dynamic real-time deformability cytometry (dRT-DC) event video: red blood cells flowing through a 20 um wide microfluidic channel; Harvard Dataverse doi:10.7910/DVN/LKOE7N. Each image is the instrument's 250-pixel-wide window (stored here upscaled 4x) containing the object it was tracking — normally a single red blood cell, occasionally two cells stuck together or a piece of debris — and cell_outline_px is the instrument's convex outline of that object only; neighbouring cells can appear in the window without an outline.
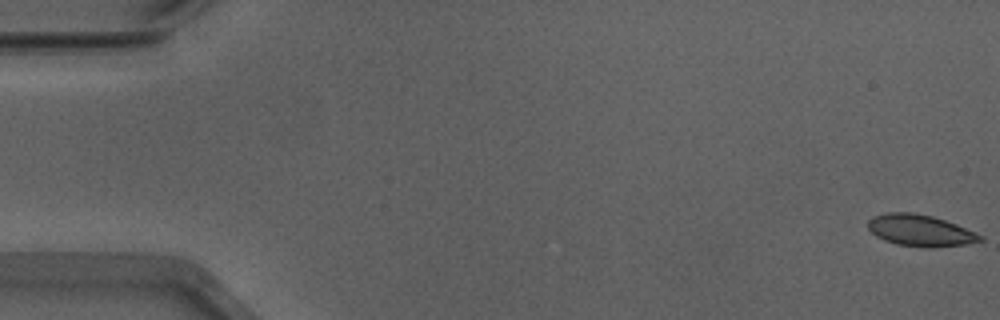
{"species": "Egyptian fruit bat (a non-hibernating species)", "species_latin": "Rousettus aegyptiacus", "temperature_condition": "warm", "stored_images_in_passage": 53, "camera_frame_rate_fps": 3000, "um_per_image_px": 0.085, "animal": {"sex": "male"}, "frame": {"image": 1, "passage_image": 1, "time_ms": 0.0, "image_size_px": [1000, 320], "cell_outline_px": [[984, 240], [964, 244], [932, 248], [928, 248], [896, 244], [884, 240], [876, 236], [868, 228], [868, 220], [872, 216], [888, 212], [912, 212], [932, 216], [956, 224], [984, 236]], "centroid_in_image_um": [78.2, 19.59], "position_along_channel_um": 6.8, "area_um2": 20.63}}
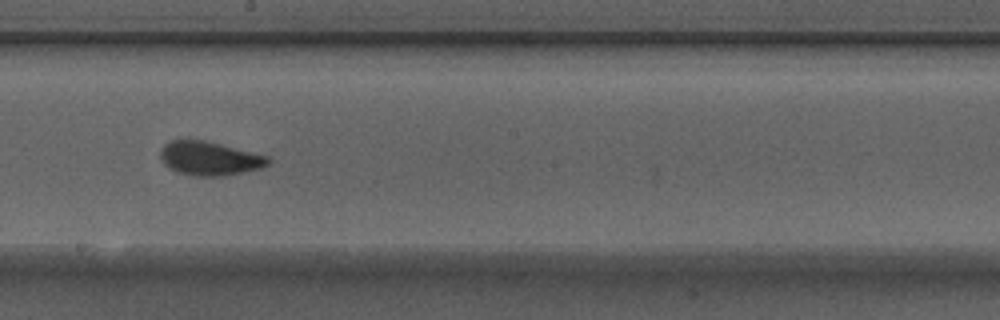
{"frame": {"image": 2, "passage_image": 30, "time_ms": 9.667, "image_size_px": [1000, 320], "cell_outline_px": [[272, 160], [268, 164], [260, 168], [224, 176], [196, 176], [176, 172], [168, 168], [164, 164], [160, 156], [160, 148], [164, 144], [172, 140], [204, 140], [268, 156]], "centroid_in_image_um": [17.78, 13.47], "position_along_channel_um": 230.4, "area_um2": 21.21}}
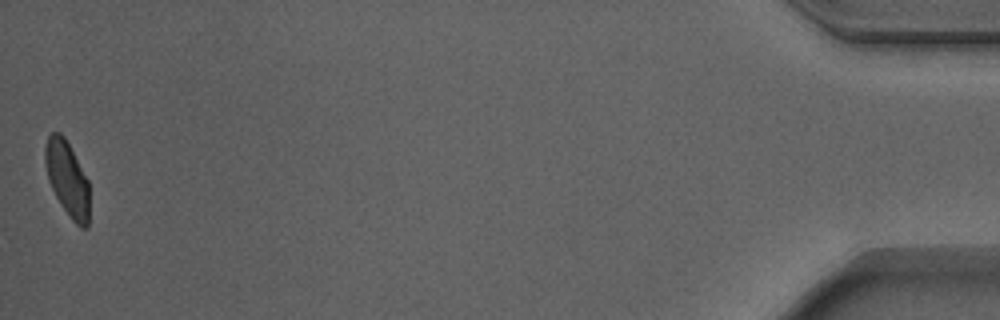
{"frame": {"image": 3, "passage_image": 53, "time_ms": 17.333, "image_size_px": [1000, 320], "cell_outline_px": [[88, 228], [80, 228], [72, 220], [60, 204], [48, 180], [44, 164], [44, 148], [48, 136], [52, 132], [60, 132], [64, 136], [88, 180]], "centroid_in_image_um": [5.69, 15.18], "position_along_channel_um": 429.5, "area_um2": 19.25}, "authors_computed_cell_mechanics": {"area_um2": 20.6346, "velocity_mm_per_s": 3.8932, "shape_relaxation_time_tau1_ms": 3.8457, "shape_relaxation_time_tau2_ms": 0.7165, "deformation_change_tau1": 0.131, "deformation_change_tau2": 0.0586}}